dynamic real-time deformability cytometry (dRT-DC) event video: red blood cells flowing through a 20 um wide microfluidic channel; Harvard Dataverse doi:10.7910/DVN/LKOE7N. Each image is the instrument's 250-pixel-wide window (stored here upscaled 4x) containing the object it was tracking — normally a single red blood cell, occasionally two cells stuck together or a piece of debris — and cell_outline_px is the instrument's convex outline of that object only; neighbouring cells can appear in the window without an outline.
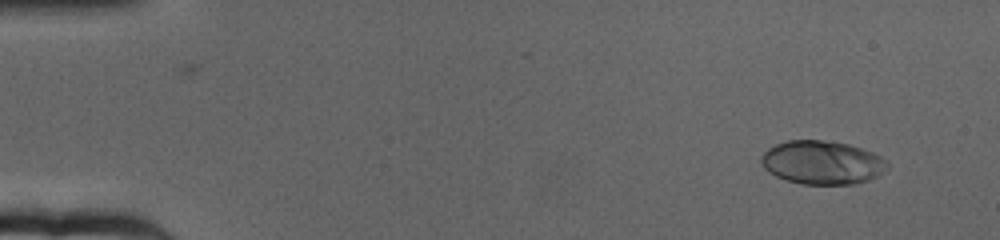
{"species": "human", "species_latin": "Homo sapiens", "temperature_condition": "cold", "stored_images_in_passage": 65, "camera_frame_rate_fps": 3000, "um_per_image_px": 0.085, "donor": {"sex": "female"}, "frame": {"image": 1, "passage_image": 6, "time_ms": 1.667, "image_size_px": [1000, 240], "cell_outline_px": [[888, 168], [884, 172], [868, 180], [852, 184], [800, 184], [784, 180], [768, 172], [760, 164], [760, 156], [768, 148], [776, 144], [788, 140], [820, 140], [848, 144], [872, 152], [880, 156], [888, 164]], "centroid_in_image_um": [69.84, 13.82], "position_along_channel_um": 15.2, "area_um2": 32.08}}
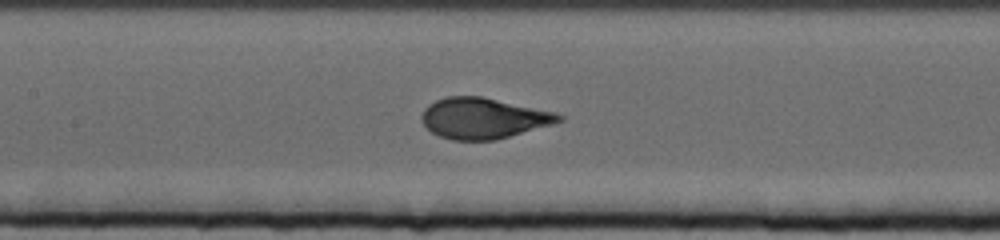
{"frame": {"image": 2, "passage_image": 32, "time_ms": 10.333, "image_size_px": [1000, 240], "cell_outline_px": [[564, 120], [552, 124], [496, 140], [452, 140], [440, 136], [432, 132], [420, 120], [420, 116], [424, 108], [428, 104], [436, 100], [448, 96], [480, 96], [556, 112], [564, 116]], "centroid_in_image_um": [41.07, 10.05], "position_along_channel_um": 166.3, "area_um2": 32.54}}
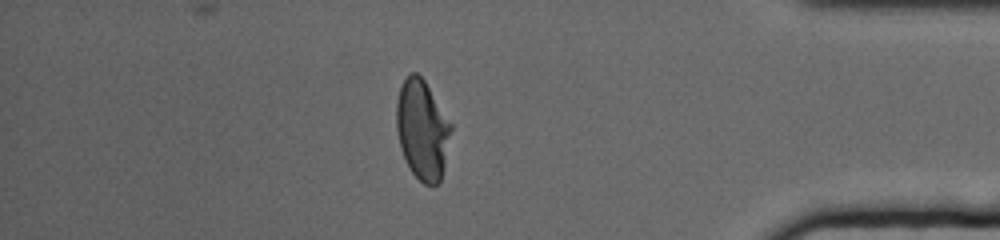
{"frame": {"image": 3, "passage_image": 57, "time_ms": 18.667, "image_size_px": [1000, 240], "cell_outline_px": [[452, 128], [444, 168], [440, 180], [432, 188], [424, 184], [412, 172], [400, 148], [396, 128], [396, 104], [400, 88], [404, 80], [412, 72], [416, 72], [424, 80], [452, 124]], "centroid_in_image_um": [35.9, 11.05], "position_along_channel_um": 399.3, "area_um2": 31.56}, "authors_computed_cell_mechanics": {"area_um2": 32.3102, "velocity_mm_per_s": 3.1643, "shape_relaxation_time_tau1_ms": 4.3936, "shape_relaxation_time_tau2_ms": null, "deformation_change_tau1": 0.2048, "deformation_change_tau2": null}}